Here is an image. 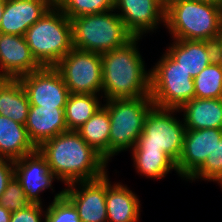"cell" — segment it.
<instances>
[{"label":"cell","mask_w":222,"mask_h":222,"mask_svg":"<svg viewBox=\"0 0 222 222\" xmlns=\"http://www.w3.org/2000/svg\"><path fill=\"white\" fill-rule=\"evenodd\" d=\"M30 204L19 181L13 176L0 196V205L10 212H14L26 208Z\"/></svg>","instance_id":"obj_30"},{"label":"cell","mask_w":222,"mask_h":222,"mask_svg":"<svg viewBox=\"0 0 222 222\" xmlns=\"http://www.w3.org/2000/svg\"><path fill=\"white\" fill-rule=\"evenodd\" d=\"M36 151L25 125L0 115V158L14 161Z\"/></svg>","instance_id":"obj_21"},{"label":"cell","mask_w":222,"mask_h":222,"mask_svg":"<svg viewBox=\"0 0 222 222\" xmlns=\"http://www.w3.org/2000/svg\"><path fill=\"white\" fill-rule=\"evenodd\" d=\"M215 60L222 66V35L214 42Z\"/></svg>","instance_id":"obj_33"},{"label":"cell","mask_w":222,"mask_h":222,"mask_svg":"<svg viewBox=\"0 0 222 222\" xmlns=\"http://www.w3.org/2000/svg\"><path fill=\"white\" fill-rule=\"evenodd\" d=\"M14 176L24 190L26 198L35 204H42L40 193L51 188L52 181L57 179L38 150L14 160Z\"/></svg>","instance_id":"obj_15"},{"label":"cell","mask_w":222,"mask_h":222,"mask_svg":"<svg viewBox=\"0 0 222 222\" xmlns=\"http://www.w3.org/2000/svg\"><path fill=\"white\" fill-rule=\"evenodd\" d=\"M220 138L222 129H186L183 149L176 162L179 176L189 179L204 164Z\"/></svg>","instance_id":"obj_13"},{"label":"cell","mask_w":222,"mask_h":222,"mask_svg":"<svg viewBox=\"0 0 222 222\" xmlns=\"http://www.w3.org/2000/svg\"><path fill=\"white\" fill-rule=\"evenodd\" d=\"M66 187L64 196L76 208L80 222H107L106 174L95 180L73 182Z\"/></svg>","instance_id":"obj_11"},{"label":"cell","mask_w":222,"mask_h":222,"mask_svg":"<svg viewBox=\"0 0 222 222\" xmlns=\"http://www.w3.org/2000/svg\"><path fill=\"white\" fill-rule=\"evenodd\" d=\"M24 37L42 67H54L73 48L71 20L55 4L27 29Z\"/></svg>","instance_id":"obj_4"},{"label":"cell","mask_w":222,"mask_h":222,"mask_svg":"<svg viewBox=\"0 0 222 222\" xmlns=\"http://www.w3.org/2000/svg\"><path fill=\"white\" fill-rule=\"evenodd\" d=\"M103 106L110 118L109 160L132 149L142 133L144 120L154 106L150 96L108 99Z\"/></svg>","instance_id":"obj_6"},{"label":"cell","mask_w":222,"mask_h":222,"mask_svg":"<svg viewBox=\"0 0 222 222\" xmlns=\"http://www.w3.org/2000/svg\"><path fill=\"white\" fill-rule=\"evenodd\" d=\"M43 210L42 204L31 203L26 208L12 212L10 222H42Z\"/></svg>","instance_id":"obj_31"},{"label":"cell","mask_w":222,"mask_h":222,"mask_svg":"<svg viewBox=\"0 0 222 222\" xmlns=\"http://www.w3.org/2000/svg\"><path fill=\"white\" fill-rule=\"evenodd\" d=\"M29 110V99L20 80L0 79V115L25 125Z\"/></svg>","instance_id":"obj_22"},{"label":"cell","mask_w":222,"mask_h":222,"mask_svg":"<svg viewBox=\"0 0 222 222\" xmlns=\"http://www.w3.org/2000/svg\"><path fill=\"white\" fill-rule=\"evenodd\" d=\"M179 109L153 106L147 113L141 135L132 150L165 151L178 161L184 143L186 128L183 120L174 117Z\"/></svg>","instance_id":"obj_8"},{"label":"cell","mask_w":222,"mask_h":222,"mask_svg":"<svg viewBox=\"0 0 222 222\" xmlns=\"http://www.w3.org/2000/svg\"><path fill=\"white\" fill-rule=\"evenodd\" d=\"M163 25L173 39L215 42L222 35V8L197 0H169Z\"/></svg>","instance_id":"obj_3"},{"label":"cell","mask_w":222,"mask_h":222,"mask_svg":"<svg viewBox=\"0 0 222 222\" xmlns=\"http://www.w3.org/2000/svg\"><path fill=\"white\" fill-rule=\"evenodd\" d=\"M19 80L27 93L30 106L65 108L70 93L61 74L54 67H42Z\"/></svg>","instance_id":"obj_10"},{"label":"cell","mask_w":222,"mask_h":222,"mask_svg":"<svg viewBox=\"0 0 222 222\" xmlns=\"http://www.w3.org/2000/svg\"><path fill=\"white\" fill-rule=\"evenodd\" d=\"M54 5V0H6L0 33L24 36Z\"/></svg>","instance_id":"obj_16"},{"label":"cell","mask_w":222,"mask_h":222,"mask_svg":"<svg viewBox=\"0 0 222 222\" xmlns=\"http://www.w3.org/2000/svg\"><path fill=\"white\" fill-rule=\"evenodd\" d=\"M70 20L72 45L76 49L102 54L121 48L134 38L114 9Z\"/></svg>","instance_id":"obj_5"},{"label":"cell","mask_w":222,"mask_h":222,"mask_svg":"<svg viewBox=\"0 0 222 222\" xmlns=\"http://www.w3.org/2000/svg\"><path fill=\"white\" fill-rule=\"evenodd\" d=\"M14 176V161L7 158H0V196L7 187V183Z\"/></svg>","instance_id":"obj_32"},{"label":"cell","mask_w":222,"mask_h":222,"mask_svg":"<svg viewBox=\"0 0 222 222\" xmlns=\"http://www.w3.org/2000/svg\"><path fill=\"white\" fill-rule=\"evenodd\" d=\"M64 109L30 106L25 127L30 140L37 148L43 142L68 131Z\"/></svg>","instance_id":"obj_18"},{"label":"cell","mask_w":222,"mask_h":222,"mask_svg":"<svg viewBox=\"0 0 222 222\" xmlns=\"http://www.w3.org/2000/svg\"><path fill=\"white\" fill-rule=\"evenodd\" d=\"M54 4L69 18L113 10L115 0H55Z\"/></svg>","instance_id":"obj_27"},{"label":"cell","mask_w":222,"mask_h":222,"mask_svg":"<svg viewBox=\"0 0 222 222\" xmlns=\"http://www.w3.org/2000/svg\"><path fill=\"white\" fill-rule=\"evenodd\" d=\"M41 68L24 36L0 33V79H19Z\"/></svg>","instance_id":"obj_14"},{"label":"cell","mask_w":222,"mask_h":222,"mask_svg":"<svg viewBox=\"0 0 222 222\" xmlns=\"http://www.w3.org/2000/svg\"><path fill=\"white\" fill-rule=\"evenodd\" d=\"M183 121L186 129H222V98H193L183 104Z\"/></svg>","instance_id":"obj_20"},{"label":"cell","mask_w":222,"mask_h":222,"mask_svg":"<svg viewBox=\"0 0 222 222\" xmlns=\"http://www.w3.org/2000/svg\"><path fill=\"white\" fill-rule=\"evenodd\" d=\"M54 68L61 74L69 93H102L101 54L72 48Z\"/></svg>","instance_id":"obj_9"},{"label":"cell","mask_w":222,"mask_h":222,"mask_svg":"<svg viewBox=\"0 0 222 222\" xmlns=\"http://www.w3.org/2000/svg\"><path fill=\"white\" fill-rule=\"evenodd\" d=\"M194 79L166 52L150 70V97L154 106L179 109L194 98Z\"/></svg>","instance_id":"obj_7"},{"label":"cell","mask_w":222,"mask_h":222,"mask_svg":"<svg viewBox=\"0 0 222 222\" xmlns=\"http://www.w3.org/2000/svg\"><path fill=\"white\" fill-rule=\"evenodd\" d=\"M12 212L0 205V222H10Z\"/></svg>","instance_id":"obj_34"},{"label":"cell","mask_w":222,"mask_h":222,"mask_svg":"<svg viewBox=\"0 0 222 222\" xmlns=\"http://www.w3.org/2000/svg\"><path fill=\"white\" fill-rule=\"evenodd\" d=\"M166 53L194 79L215 60V44L203 40L174 39Z\"/></svg>","instance_id":"obj_17"},{"label":"cell","mask_w":222,"mask_h":222,"mask_svg":"<svg viewBox=\"0 0 222 222\" xmlns=\"http://www.w3.org/2000/svg\"><path fill=\"white\" fill-rule=\"evenodd\" d=\"M140 201L136 194L119 182L111 185L106 173L107 222H138Z\"/></svg>","instance_id":"obj_19"},{"label":"cell","mask_w":222,"mask_h":222,"mask_svg":"<svg viewBox=\"0 0 222 222\" xmlns=\"http://www.w3.org/2000/svg\"><path fill=\"white\" fill-rule=\"evenodd\" d=\"M134 37L157 29L165 23L166 5L161 0H115L114 10Z\"/></svg>","instance_id":"obj_12"},{"label":"cell","mask_w":222,"mask_h":222,"mask_svg":"<svg viewBox=\"0 0 222 222\" xmlns=\"http://www.w3.org/2000/svg\"><path fill=\"white\" fill-rule=\"evenodd\" d=\"M222 175V138L218 140L212 153H210L204 164L188 179L216 181Z\"/></svg>","instance_id":"obj_29"},{"label":"cell","mask_w":222,"mask_h":222,"mask_svg":"<svg viewBox=\"0 0 222 222\" xmlns=\"http://www.w3.org/2000/svg\"><path fill=\"white\" fill-rule=\"evenodd\" d=\"M203 3L211 4L222 8V0H197Z\"/></svg>","instance_id":"obj_35"},{"label":"cell","mask_w":222,"mask_h":222,"mask_svg":"<svg viewBox=\"0 0 222 222\" xmlns=\"http://www.w3.org/2000/svg\"><path fill=\"white\" fill-rule=\"evenodd\" d=\"M216 182H218V184H220V186L222 187V175L220 177H218Z\"/></svg>","instance_id":"obj_37"},{"label":"cell","mask_w":222,"mask_h":222,"mask_svg":"<svg viewBox=\"0 0 222 222\" xmlns=\"http://www.w3.org/2000/svg\"><path fill=\"white\" fill-rule=\"evenodd\" d=\"M99 95L70 93L65 105V122L68 131L78 130L103 105Z\"/></svg>","instance_id":"obj_24"},{"label":"cell","mask_w":222,"mask_h":222,"mask_svg":"<svg viewBox=\"0 0 222 222\" xmlns=\"http://www.w3.org/2000/svg\"><path fill=\"white\" fill-rule=\"evenodd\" d=\"M165 5L169 2V0H161Z\"/></svg>","instance_id":"obj_38"},{"label":"cell","mask_w":222,"mask_h":222,"mask_svg":"<svg viewBox=\"0 0 222 222\" xmlns=\"http://www.w3.org/2000/svg\"><path fill=\"white\" fill-rule=\"evenodd\" d=\"M76 132L109 162L110 118L103 105Z\"/></svg>","instance_id":"obj_23"},{"label":"cell","mask_w":222,"mask_h":222,"mask_svg":"<svg viewBox=\"0 0 222 222\" xmlns=\"http://www.w3.org/2000/svg\"><path fill=\"white\" fill-rule=\"evenodd\" d=\"M37 150L57 180L68 185L103 177L107 161L76 132L67 131L43 142Z\"/></svg>","instance_id":"obj_1"},{"label":"cell","mask_w":222,"mask_h":222,"mask_svg":"<svg viewBox=\"0 0 222 222\" xmlns=\"http://www.w3.org/2000/svg\"><path fill=\"white\" fill-rule=\"evenodd\" d=\"M44 222H80L74 205L64 196V190L54 196L44 213Z\"/></svg>","instance_id":"obj_28"},{"label":"cell","mask_w":222,"mask_h":222,"mask_svg":"<svg viewBox=\"0 0 222 222\" xmlns=\"http://www.w3.org/2000/svg\"><path fill=\"white\" fill-rule=\"evenodd\" d=\"M5 5H6V0H0V24H1V19H2Z\"/></svg>","instance_id":"obj_36"},{"label":"cell","mask_w":222,"mask_h":222,"mask_svg":"<svg viewBox=\"0 0 222 222\" xmlns=\"http://www.w3.org/2000/svg\"><path fill=\"white\" fill-rule=\"evenodd\" d=\"M140 39L134 37L125 46L101 54L106 100L150 96V70L146 71L138 50Z\"/></svg>","instance_id":"obj_2"},{"label":"cell","mask_w":222,"mask_h":222,"mask_svg":"<svg viewBox=\"0 0 222 222\" xmlns=\"http://www.w3.org/2000/svg\"><path fill=\"white\" fill-rule=\"evenodd\" d=\"M194 97L222 98V66L214 60L194 78Z\"/></svg>","instance_id":"obj_26"},{"label":"cell","mask_w":222,"mask_h":222,"mask_svg":"<svg viewBox=\"0 0 222 222\" xmlns=\"http://www.w3.org/2000/svg\"><path fill=\"white\" fill-rule=\"evenodd\" d=\"M133 163L138 173L147 178L162 179L175 170L176 162L165 151L131 150Z\"/></svg>","instance_id":"obj_25"}]
</instances>
